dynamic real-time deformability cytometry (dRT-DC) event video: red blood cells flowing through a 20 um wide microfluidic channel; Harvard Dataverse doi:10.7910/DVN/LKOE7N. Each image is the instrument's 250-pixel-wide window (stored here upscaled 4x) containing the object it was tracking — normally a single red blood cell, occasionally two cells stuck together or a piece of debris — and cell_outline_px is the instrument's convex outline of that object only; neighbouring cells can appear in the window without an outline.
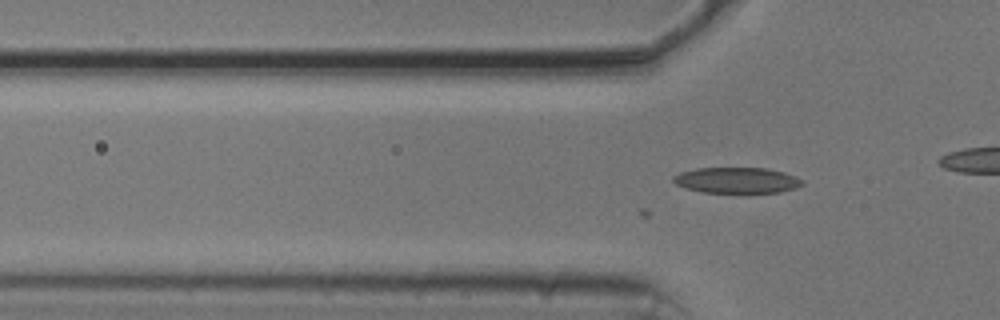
{"species": "common noctule bat (a hibernating species)", "species_latin": "Nyctalus noctula", "temperature_condition": "cold", "stored_images_in_passage": 53, "camera_frame_rate_fps": 3000, "um_per_image_px": 0.085, "animal": {"sex": "male", "body_mass_g": 20.5, "forearm_length_mm": 52.5}, "frame": {"image": 1, "passage_image": 15, "time_ms": 4.667, "image_size_px": [1000, 320], "cell_outline_px": [[804, 184], [796, 188], [780, 192], [744, 196], [700, 192], [676, 184], [672, 180], [672, 176], [680, 172], [696, 168], [768, 168], [784, 172], [796, 176], [804, 180]], "centroid_in_image_um": [62.68, 15.37], "position_along_channel_um": 63.1, "area_um2": 20.58}}
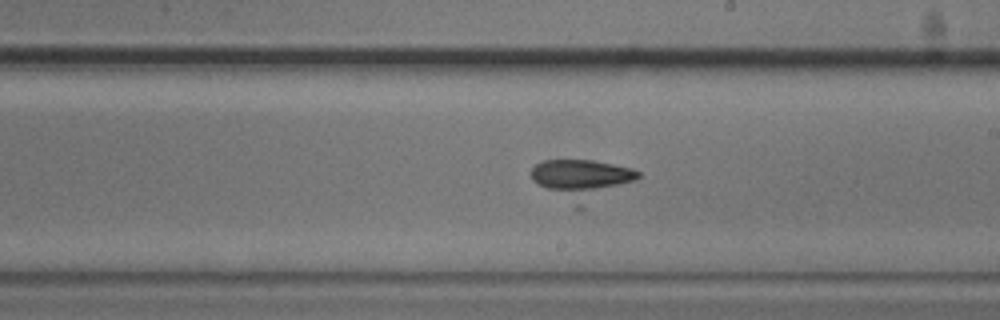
{"frame": {"image": 2, "passage_image": 29, "time_ms": 9.333, "image_size_px": [1000, 320], "cell_outline_px": [[640, 176], [636, 180], [580, 212], [532, 180], [532, 168], [536, 164], [544, 160], [592, 160], [632, 168], [640, 172]], "centroid_in_image_um": [49.49, 15.32], "position_along_channel_um": 239.5, "area_um2": 25.55}}
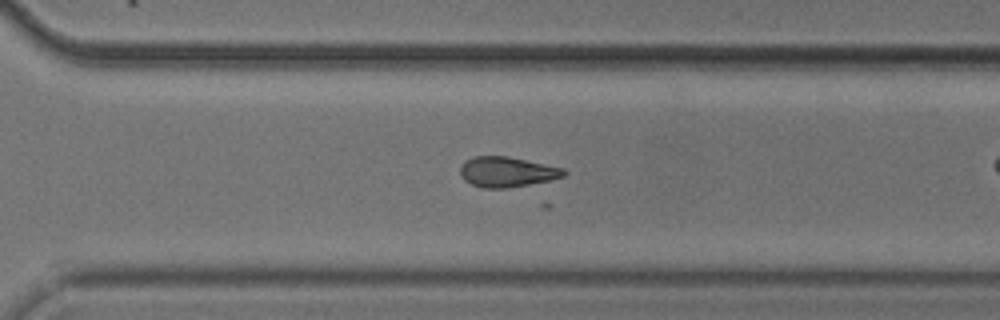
{"frame": {"image": 3, "passage_image": 36, "time_ms": 11.667, "image_size_px": [1000, 320], "cell_outline_px": [[568, 172], [564, 176], [548, 180], [508, 188], [484, 188], [472, 184], [464, 180], [460, 176], [460, 168], [464, 160], [472, 156], [508, 156], [564, 168]], "centroid_in_image_um": [43.06, 14.6], "position_along_channel_um": 327.5, "area_um2": 18.26}}